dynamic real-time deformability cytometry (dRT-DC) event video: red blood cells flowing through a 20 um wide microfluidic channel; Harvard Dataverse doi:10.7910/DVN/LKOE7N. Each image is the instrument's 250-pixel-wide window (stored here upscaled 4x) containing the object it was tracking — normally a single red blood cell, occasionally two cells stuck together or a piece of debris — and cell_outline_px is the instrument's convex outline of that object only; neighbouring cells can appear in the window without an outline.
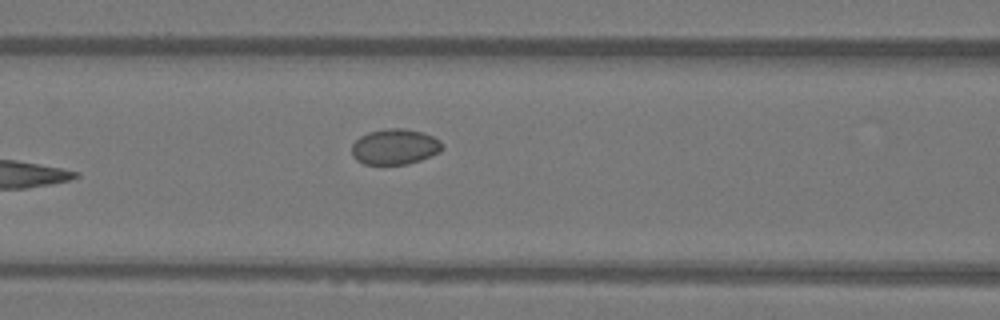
{"species": "Egyptian fruit bat (a non-hibernating species)", "species_latin": "Rousettus aegyptiacus", "temperature_condition": "warm", "stored_images_in_passage": 4, "camera_frame_rate_fps": 3000, "um_per_image_px": 0.085, "animal": {"sex": "female"}, "frame": {"image": 1, "passage_image": 4, "time_ms": 1.0, "image_size_px": [1000, 320], "cell_outline_px": [[444, 148], [440, 152], [420, 160], [408, 164], [364, 164], [356, 160], [352, 156], [352, 144], [360, 136], [368, 132], [384, 128], [404, 128], [424, 132], [440, 140], [444, 144]], "centroid_in_image_um": [33.58, 12.46], "position_along_channel_um": 133.0, "area_um2": 19.02}}